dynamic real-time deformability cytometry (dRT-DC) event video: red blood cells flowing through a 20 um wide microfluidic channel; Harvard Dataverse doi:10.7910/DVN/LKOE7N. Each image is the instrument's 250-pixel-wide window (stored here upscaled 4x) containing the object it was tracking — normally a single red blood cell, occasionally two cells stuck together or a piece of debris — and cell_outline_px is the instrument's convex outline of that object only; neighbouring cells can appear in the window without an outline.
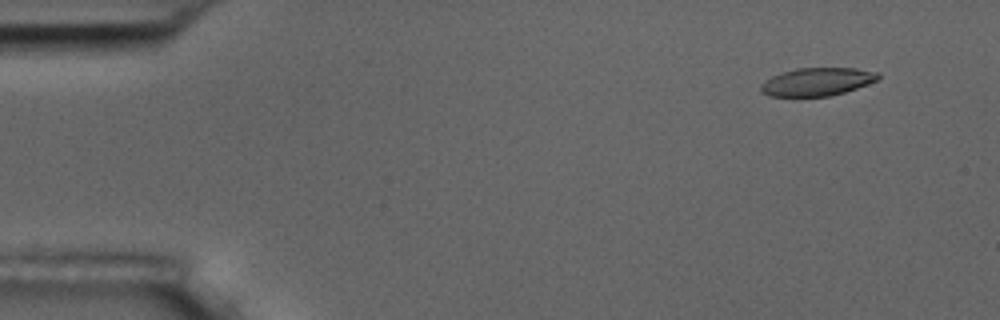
{"species": "common noctule bat (a hibernating species)", "species_latin": "Nyctalus noctula", "temperature_condition": "room temperature", "stored_images_in_passage": 6, "camera_frame_rate_fps": 3000, "um_per_image_px": 0.085, "animal": {"sex": "male", "body_mass_g": 17.5, "forearm_length_mm": 52.3}, "frame": {"image": 1, "passage_image": 2, "time_ms": 1.0, "image_size_px": [1000, 320], "cell_outline_px": [[880, 76], [876, 80], [856, 88], [844, 92], [828, 96], [768, 96], [760, 92], [760, 84], [764, 80], [772, 76], [796, 68], [856, 68], [880, 72]], "centroid_in_image_um": [69.42, 6.94], "position_along_channel_um": 15.6, "area_um2": 19.13}}